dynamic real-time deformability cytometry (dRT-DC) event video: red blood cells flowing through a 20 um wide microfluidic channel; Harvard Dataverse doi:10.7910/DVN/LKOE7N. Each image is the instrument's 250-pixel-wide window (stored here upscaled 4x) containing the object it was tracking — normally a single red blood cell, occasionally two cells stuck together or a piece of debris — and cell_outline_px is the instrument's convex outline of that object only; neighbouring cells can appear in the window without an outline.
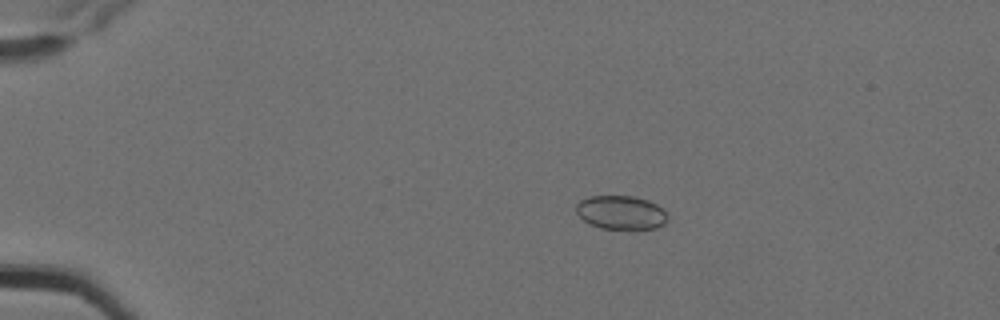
{"species": "Egyptian fruit bat (a non-hibernating species)", "species_latin": "Rousettus aegyptiacus", "temperature_condition": "cold", "stored_images_in_passage": 6, "camera_frame_rate_fps": 3000, "um_per_image_px": 0.085, "animal": {"sex": "female"}, "frame": {"image": 1, "passage_image": 4, "time_ms": 1.0, "image_size_px": [1000, 320], "cell_outline_px": [[668, 220], [664, 224], [656, 228], [636, 232], [628, 232], [600, 228], [588, 224], [576, 212], [576, 204], [580, 200], [588, 196], [632, 196], [648, 200], [656, 204], [668, 216]], "centroid_in_image_um": [52.79, 18.12], "position_along_channel_um": 32.2, "area_um2": 18.79}}